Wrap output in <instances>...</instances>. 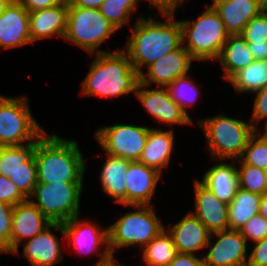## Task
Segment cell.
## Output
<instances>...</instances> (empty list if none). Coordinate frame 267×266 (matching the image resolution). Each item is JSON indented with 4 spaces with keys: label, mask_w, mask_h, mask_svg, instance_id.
<instances>
[{
    "label": "cell",
    "mask_w": 267,
    "mask_h": 266,
    "mask_svg": "<svg viewBox=\"0 0 267 266\" xmlns=\"http://www.w3.org/2000/svg\"><path fill=\"white\" fill-rule=\"evenodd\" d=\"M29 13L61 4L64 0H17Z\"/></svg>",
    "instance_id": "cell-43"
},
{
    "label": "cell",
    "mask_w": 267,
    "mask_h": 266,
    "mask_svg": "<svg viewBox=\"0 0 267 266\" xmlns=\"http://www.w3.org/2000/svg\"><path fill=\"white\" fill-rule=\"evenodd\" d=\"M239 231L247 242H258L267 236V220L257 213Z\"/></svg>",
    "instance_id": "cell-37"
},
{
    "label": "cell",
    "mask_w": 267,
    "mask_h": 266,
    "mask_svg": "<svg viewBox=\"0 0 267 266\" xmlns=\"http://www.w3.org/2000/svg\"><path fill=\"white\" fill-rule=\"evenodd\" d=\"M13 207L0 201V246L10 253Z\"/></svg>",
    "instance_id": "cell-38"
},
{
    "label": "cell",
    "mask_w": 267,
    "mask_h": 266,
    "mask_svg": "<svg viewBox=\"0 0 267 266\" xmlns=\"http://www.w3.org/2000/svg\"><path fill=\"white\" fill-rule=\"evenodd\" d=\"M163 175L139 161H130L126 173V205H153L151 200Z\"/></svg>",
    "instance_id": "cell-18"
},
{
    "label": "cell",
    "mask_w": 267,
    "mask_h": 266,
    "mask_svg": "<svg viewBox=\"0 0 267 266\" xmlns=\"http://www.w3.org/2000/svg\"><path fill=\"white\" fill-rule=\"evenodd\" d=\"M75 7L99 9L106 0H69Z\"/></svg>",
    "instance_id": "cell-46"
},
{
    "label": "cell",
    "mask_w": 267,
    "mask_h": 266,
    "mask_svg": "<svg viewBox=\"0 0 267 266\" xmlns=\"http://www.w3.org/2000/svg\"><path fill=\"white\" fill-rule=\"evenodd\" d=\"M65 238L79 254L96 253L99 259L92 266H100L110 253L108 227L101 228L91 221H79L78 216L62 223ZM103 247V250L101 251Z\"/></svg>",
    "instance_id": "cell-11"
},
{
    "label": "cell",
    "mask_w": 267,
    "mask_h": 266,
    "mask_svg": "<svg viewBox=\"0 0 267 266\" xmlns=\"http://www.w3.org/2000/svg\"><path fill=\"white\" fill-rule=\"evenodd\" d=\"M149 127L114 124L99 128L94 137L105 153L129 161H139L145 147Z\"/></svg>",
    "instance_id": "cell-10"
},
{
    "label": "cell",
    "mask_w": 267,
    "mask_h": 266,
    "mask_svg": "<svg viewBox=\"0 0 267 266\" xmlns=\"http://www.w3.org/2000/svg\"><path fill=\"white\" fill-rule=\"evenodd\" d=\"M105 155L107 157L99 174L101 188L115 202L126 205V173L130 161L108 153Z\"/></svg>",
    "instance_id": "cell-25"
},
{
    "label": "cell",
    "mask_w": 267,
    "mask_h": 266,
    "mask_svg": "<svg viewBox=\"0 0 267 266\" xmlns=\"http://www.w3.org/2000/svg\"><path fill=\"white\" fill-rule=\"evenodd\" d=\"M235 162H240L239 168L237 166L240 189L260 195L267 192V171L244 164L240 159Z\"/></svg>",
    "instance_id": "cell-33"
},
{
    "label": "cell",
    "mask_w": 267,
    "mask_h": 266,
    "mask_svg": "<svg viewBox=\"0 0 267 266\" xmlns=\"http://www.w3.org/2000/svg\"><path fill=\"white\" fill-rule=\"evenodd\" d=\"M0 94V146H20L36 140L45 130L31 114L29 98Z\"/></svg>",
    "instance_id": "cell-8"
},
{
    "label": "cell",
    "mask_w": 267,
    "mask_h": 266,
    "mask_svg": "<svg viewBox=\"0 0 267 266\" xmlns=\"http://www.w3.org/2000/svg\"><path fill=\"white\" fill-rule=\"evenodd\" d=\"M3 253H10L6 248L0 246V254Z\"/></svg>",
    "instance_id": "cell-52"
},
{
    "label": "cell",
    "mask_w": 267,
    "mask_h": 266,
    "mask_svg": "<svg viewBox=\"0 0 267 266\" xmlns=\"http://www.w3.org/2000/svg\"><path fill=\"white\" fill-rule=\"evenodd\" d=\"M46 130L31 143L20 146H0V175L11 178L35 153L38 142L46 135Z\"/></svg>",
    "instance_id": "cell-29"
},
{
    "label": "cell",
    "mask_w": 267,
    "mask_h": 266,
    "mask_svg": "<svg viewBox=\"0 0 267 266\" xmlns=\"http://www.w3.org/2000/svg\"><path fill=\"white\" fill-rule=\"evenodd\" d=\"M174 130H162L161 128H149L147 140L139 162L153 168L162 174L163 168H167L174 148Z\"/></svg>",
    "instance_id": "cell-23"
},
{
    "label": "cell",
    "mask_w": 267,
    "mask_h": 266,
    "mask_svg": "<svg viewBox=\"0 0 267 266\" xmlns=\"http://www.w3.org/2000/svg\"><path fill=\"white\" fill-rule=\"evenodd\" d=\"M195 210L190 211L210 233L228 229L229 204L219 200L199 179H194Z\"/></svg>",
    "instance_id": "cell-16"
},
{
    "label": "cell",
    "mask_w": 267,
    "mask_h": 266,
    "mask_svg": "<svg viewBox=\"0 0 267 266\" xmlns=\"http://www.w3.org/2000/svg\"><path fill=\"white\" fill-rule=\"evenodd\" d=\"M226 1H233V0H213V2H226Z\"/></svg>",
    "instance_id": "cell-54"
},
{
    "label": "cell",
    "mask_w": 267,
    "mask_h": 266,
    "mask_svg": "<svg viewBox=\"0 0 267 266\" xmlns=\"http://www.w3.org/2000/svg\"><path fill=\"white\" fill-rule=\"evenodd\" d=\"M228 82L237 93L249 95L267 86V59L254 62L237 72ZM251 93V94H250Z\"/></svg>",
    "instance_id": "cell-28"
},
{
    "label": "cell",
    "mask_w": 267,
    "mask_h": 266,
    "mask_svg": "<svg viewBox=\"0 0 267 266\" xmlns=\"http://www.w3.org/2000/svg\"><path fill=\"white\" fill-rule=\"evenodd\" d=\"M168 92L170 97L178 104L183 111L189 116L187 107L194 106L198 101L199 87L195 81L191 78V75H184L176 78L168 86ZM198 87V88H197Z\"/></svg>",
    "instance_id": "cell-32"
},
{
    "label": "cell",
    "mask_w": 267,
    "mask_h": 266,
    "mask_svg": "<svg viewBox=\"0 0 267 266\" xmlns=\"http://www.w3.org/2000/svg\"><path fill=\"white\" fill-rule=\"evenodd\" d=\"M149 87L138 83L134 95L151 117L169 126L175 124L192 126L194 124L191 117L170 97L167 86H156L158 88L152 89Z\"/></svg>",
    "instance_id": "cell-12"
},
{
    "label": "cell",
    "mask_w": 267,
    "mask_h": 266,
    "mask_svg": "<svg viewBox=\"0 0 267 266\" xmlns=\"http://www.w3.org/2000/svg\"><path fill=\"white\" fill-rule=\"evenodd\" d=\"M69 0L61 4L29 13L30 39L37 40L62 37L66 31Z\"/></svg>",
    "instance_id": "cell-21"
},
{
    "label": "cell",
    "mask_w": 267,
    "mask_h": 266,
    "mask_svg": "<svg viewBox=\"0 0 267 266\" xmlns=\"http://www.w3.org/2000/svg\"><path fill=\"white\" fill-rule=\"evenodd\" d=\"M137 210L128 211L108 226L110 252L137 245L140 249L150 243L166 227L155 214V205H124Z\"/></svg>",
    "instance_id": "cell-6"
},
{
    "label": "cell",
    "mask_w": 267,
    "mask_h": 266,
    "mask_svg": "<svg viewBox=\"0 0 267 266\" xmlns=\"http://www.w3.org/2000/svg\"><path fill=\"white\" fill-rule=\"evenodd\" d=\"M248 43L240 35H229L222 47L218 61L223 70L222 78L227 82L240 70L254 62Z\"/></svg>",
    "instance_id": "cell-26"
},
{
    "label": "cell",
    "mask_w": 267,
    "mask_h": 266,
    "mask_svg": "<svg viewBox=\"0 0 267 266\" xmlns=\"http://www.w3.org/2000/svg\"><path fill=\"white\" fill-rule=\"evenodd\" d=\"M81 83V95L116 98L136 91L139 74L123 48L95 54Z\"/></svg>",
    "instance_id": "cell-2"
},
{
    "label": "cell",
    "mask_w": 267,
    "mask_h": 266,
    "mask_svg": "<svg viewBox=\"0 0 267 266\" xmlns=\"http://www.w3.org/2000/svg\"><path fill=\"white\" fill-rule=\"evenodd\" d=\"M148 1V8L152 10L154 7L158 9V11L162 13H175L177 12L176 8L182 5V3L187 2L188 0H144Z\"/></svg>",
    "instance_id": "cell-42"
},
{
    "label": "cell",
    "mask_w": 267,
    "mask_h": 266,
    "mask_svg": "<svg viewBox=\"0 0 267 266\" xmlns=\"http://www.w3.org/2000/svg\"><path fill=\"white\" fill-rule=\"evenodd\" d=\"M240 160L244 164L267 171V137L259 130L250 137Z\"/></svg>",
    "instance_id": "cell-34"
},
{
    "label": "cell",
    "mask_w": 267,
    "mask_h": 266,
    "mask_svg": "<svg viewBox=\"0 0 267 266\" xmlns=\"http://www.w3.org/2000/svg\"><path fill=\"white\" fill-rule=\"evenodd\" d=\"M210 6L219 14L229 35L241 34L247 23L263 11L259 0L213 2Z\"/></svg>",
    "instance_id": "cell-22"
},
{
    "label": "cell",
    "mask_w": 267,
    "mask_h": 266,
    "mask_svg": "<svg viewBox=\"0 0 267 266\" xmlns=\"http://www.w3.org/2000/svg\"><path fill=\"white\" fill-rule=\"evenodd\" d=\"M32 44L29 12L14 0L0 15V49H12Z\"/></svg>",
    "instance_id": "cell-19"
},
{
    "label": "cell",
    "mask_w": 267,
    "mask_h": 266,
    "mask_svg": "<svg viewBox=\"0 0 267 266\" xmlns=\"http://www.w3.org/2000/svg\"><path fill=\"white\" fill-rule=\"evenodd\" d=\"M248 46L255 60L267 59V42L248 44Z\"/></svg>",
    "instance_id": "cell-45"
},
{
    "label": "cell",
    "mask_w": 267,
    "mask_h": 266,
    "mask_svg": "<svg viewBox=\"0 0 267 266\" xmlns=\"http://www.w3.org/2000/svg\"><path fill=\"white\" fill-rule=\"evenodd\" d=\"M263 128H264L263 134L267 137V125L264 126Z\"/></svg>",
    "instance_id": "cell-53"
},
{
    "label": "cell",
    "mask_w": 267,
    "mask_h": 266,
    "mask_svg": "<svg viewBox=\"0 0 267 266\" xmlns=\"http://www.w3.org/2000/svg\"><path fill=\"white\" fill-rule=\"evenodd\" d=\"M115 261H118V259L116 260V258L114 257V252H110L100 266H128V265H121L119 261L118 263Z\"/></svg>",
    "instance_id": "cell-47"
},
{
    "label": "cell",
    "mask_w": 267,
    "mask_h": 266,
    "mask_svg": "<svg viewBox=\"0 0 267 266\" xmlns=\"http://www.w3.org/2000/svg\"><path fill=\"white\" fill-rule=\"evenodd\" d=\"M52 228L65 238L62 223H51L40 234L23 242V256L31 266H54L63 260L59 237L52 233Z\"/></svg>",
    "instance_id": "cell-15"
},
{
    "label": "cell",
    "mask_w": 267,
    "mask_h": 266,
    "mask_svg": "<svg viewBox=\"0 0 267 266\" xmlns=\"http://www.w3.org/2000/svg\"><path fill=\"white\" fill-rule=\"evenodd\" d=\"M253 95L255 97L253 110L252 115L248 120L256 130H259L258 127L260 125L258 122L264 120V126L267 125V86L257 92H254Z\"/></svg>",
    "instance_id": "cell-40"
},
{
    "label": "cell",
    "mask_w": 267,
    "mask_h": 266,
    "mask_svg": "<svg viewBox=\"0 0 267 266\" xmlns=\"http://www.w3.org/2000/svg\"><path fill=\"white\" fill-rule=\"evenodd\" d=\"M139 0H106L100 7V13L116 30L126 24L130 26L131 15L137 10Z\"/></svg>",
    "instance_id": "cell-31"
},
{
    "label": "cell",
    "mask_w": 267,
    "mask_h": 266,
    "mask_svg": "<svg viewBox=\"0 0 267 266\" xmlns=\"http://www.w3.org/2000/svg\"><path fill=\"white\" fill-rule=\"evenodd\" d=\"M197 120L206 136V149L211 159L218 162L240 159L250 137L256 132L250 122L227 117L223 113Z\"/></svg>",
    "instance_id": "cell-4"
},
{
    "label": "cell",
    "mask_w": 267,
    "mask_h": 266,
    "mask_svg": "<svg viewBox=\"0 0 267 266\" xmlns=\"http://www.w3.org/2000/svg\"><path fill=\"white\" fill-rule=\"evenodd\" d=\"M205 7L195 20H179L183 46L194 61L201 62L216 61L229 36L219 14L209 4Z\"/></svg>",
    "instance_id": "cell-5"
},
{
    "label": "cell",
    "mask_w": 267,
    "mask_h": 266,
    "mask_svg": "<svg viewBox=\"0 0 267 266\" xmlns=\"http://www.w3.org/2000/svg\"><path fill=\"white\" fill-rule=\"evenodd\" d=\"M37 183H84L86 162L75 140L46 134L34 153Z\"/></svg>",
    "instance_id": "cell-3"
},
{
    "label": "cell",
    "mask_w": 267,
    "mask_h": 266,
    "mask_svg": "<svg viewBox=\"0 0 267 266\" xmlns=\"http://www.w3.org/2000/svg\"><path fill=\"white\" fill-rule=\"evenodd\" d=\"M14 0H0V15L5 11V9L10 6Z\"/></svg>",
    "instance_id": "cell-49"
},
{
    "label": "cell",
    "mask_w": 267,
    "mask_h": 266,
    "mask_svg": "<svg viewBox=\"0 0 267 266\" xmlns=\"http://www.w3.org/2000/svg\"><path fill=\"white\" fill-rule=\"evenodd\" d=\"M236 163H216L202 175L201 182L221 201L229 204L239 188Z\"/></svg>",
    "instance_id": "cell-24"
},
{
    "label": "cell",
    "mask_w": 267,
    "mask_h": 266,
    "mask_svg": "<svg viewBox=\"0 0 267 266\" xmlns=\"http://www.w3.org/2000/svg\"><path fill=\"white\" fill-rule=\"evenodd\" d=\"M177 253L173 238L165 228L142 249V258L145 266H167Z\"/></svg>",
    "instance_id": "cell-30"
},
{
    "label": "cell",
    "mask_w": 267,
    "mask_h": 266,
    "mask_svg": "<svg viewBox=\"0 0 267 266\" xmlns=\"http://www.w3.org/2000/svg\"><path fill=\"white\" fill-rule=\"evenodd\" d=\"M259 214L267 220V192L261 196Z\"/></svg>",
    "instance_id": "cell-48"
},
{
    "label": "cell",
    "mask_w": 267,
    "mask_h": 266,
    "mask_svg": "<svg viewBox=\"0 0 267 266\" xmlns=\"http://www.w3.org/2000/svg\"><path fill=\"white\" fill-rule=\"evenodd\" d=\"M261 196L238 188L228 206V229L240 230L251 217L259 213Z\"/></svg>",
    "instance_id": "cell-27"
},
{
    "label": "cell",
    "mask_w": 267,
    "mask_h": 266,
    "mask_svg": "<svg viewBox=\"0 0 267 266\" xmlns=\"http://www.w3.org/2000/svg\"><path fill=\"white\" fill-rule=\"evenodd\" d=\"M51 222L29 200L13 207L11 254L19 255L18 247L46 229Z\"/></svg>",
    "instance_id": "cell-17"
},
{
    "label": "cell",
    "mask_w": 267,
    "mask_h": 266,
    "mask_svg": "<svg viewBox=\"0 0 267 266\" xmlns=\"http://www.w3.org/2000/svg\"><path fill=\"white\" fill-rule=\"evenodd\" d=\"M167 231L171 234L179 253L199 254L208 244L210 232L190 211Z\"/></svg>",
    "instance_id": "cell-20"
},
{
    "label": "cell",
    "mask_w": 267,
    "mask_h": 266,
    "mask_svg": "<svg viewBox=\"0 0 267 266\" xmlns=\"http://www.w3.org/2000/svg\"><path fill=\"white\" fill-rule=\"evenodd\" d=\"M82 190L83 183H37L28 200L51 223H64L79 215Z\"/></svg>",
    "instance_id": "cell-9"
},
{
    "label": "cell",
    "mask_w": 267,
    "mask_h": 266,
    "mask_svg": "<svg viewBox=\"0 0 267 266\" xmlns=\"http://www.w3.org/2000/svg\"><path fill=\"white\" fill-rule=\"evenodd\" d=\"M194 60L183 44L178 48L154 61L146 72L139 74V83L151 86H168L176 78L189 74Z\"/></svg>",
    "instance_id": "cell-14"
},
{
    "label": "cell",
    "mask_w": 267,
    "mask_h": 266,
    "mask_svg": "<svg viewBox=\"0 0 267 266\" xmlns=\"http://www.w3.org/2000/svg\"><path fill=\"white\" fill-rule=\"evenodd\" d=\"M116 31L99 9L75 7L69 1L64 40L75 44L93 56L98 53L110 52L103 51L100 46Z\"/></svg>",
    "instance_id": "cell-7"
},
{
    "label": "cell",
    "mask_w": 267,
    "mask_h": 266,
    "mask_svg": "<svg viewBox=\"0 0 267 266\" xmlns=\"http://www.w3.org/2000/svg\"><path fill=\"white\" fill-rule=\"evenodd\" d=\"M253 244L247 266H267V236Z\"/></svg>",
    "instance_id": "cell-41"
},
{
    "label": "cell",
    "mask_w": 267,
    "mask_h": 266,
    "mask_svg": "<svg viewBox=\"0 0 267 266\" xmlns=\"http://www.w3.org/2000/svg\"><path fill=\"white\" fill-rule=\"evenodd\" d=\"M175 14L162 13L166 22L157 21L150 14L147 19L139 15L131 27L130 38L123 50L138 74L144 66L148 67L182 45L181 25Z\"/></svg>",
    "instance_id": "cell-1"
},
{
    "label": "cell",
    "mask_w": 267,
    "mask_h": 266,
    "mask_svg": "<svg viewBox=\"0 0 267 266\" xmlns=\"http://www.w3.org/2000/svg\"><path fill=\"white\" fill-rule=\"evenodd\" d=\"M27 200L28 198L18 189L10 178L0 175V201L15 206Z\"/></svg>",
    "instance_id": "cell-39"
},
{
    "label": "cell",
    "mask_w": 267,
    "mask_h": 266,
    "mask_svg": "<svg viewBox=\"0 0 267 266\" xmlns=\"http://www.w3.org/2000/svg\"><path fill=\"white\" fill-rule=\"evenodd\" d=\"M240 35L248 44L267 42V11L252 18Z\"/></svg>",
    "instance_id": "cell-36"
},
{
    "label": "cell",
    "mask_w": 267,
    "mask_h": 266,
    "mask_svg": "<svg viewBox=\"0 0 267 266\" xmlns=\"http://www.w3.org/2000/svg\"><path fill=\"white\" fill-rule=\"evenodd\" d=\"M263 11H267V0H259Z\"/></svg>",
    "instance_id": "cell-50"
},
{
    "label": "cell",
    "mask_w": 267,
    "mask_h": 266,
    "mask_svg": "<svg viewBox=\"0 0 267 266\" xmlns=\"http://www.w3.org/2000/svg\"><path fill=\"white\" fill-rule=\"evenodd\" d=\"M202 259V256L196 257V254L178 252L167 266H197Z\"/></svg>",
    "instance_id": "cell-44"
},
{
    "label": "cell",
    "mask_w": 267,
    "mask_h": 266,
    "mask_svg": "<svg viewBox=\"0 0 267 266\" xmlns=\"http://www.w3.org/2000/svg\"><path fill=\"white\" fill-rule=\"evenodd\" d=\"M197 266H210L204 259H202Z\"/></svg>",
    "instance_id": "cell-51"
},
{
    "label": "cell",
    "mask_w": 267,
    "mask_h": 266,
    "mask_svg": "<svg viewBox=\"0 0 267 266\" xmlns=\"http://www.w3.org/2000/svg\"><path fill=\"white\" fill-rule=\"evenodd\" d=\"M217 239L212 243L211 239ZM247 241L239 230L226 229L210 234L203 259L210 266H247Z\"/></svg>",
    "instance_id": "cell-13"
},
{
    "label": "cell",
    "mask_w": 267,
    "mask_h": 266,
    "mask_svg": "<svg viewBox=\"0 0 267 266\" xmlns=\"http://www.w3.org/2000/svg\"><path fill=\"white\" fill-rule=\"evenodd\" d=\"M10 180L28 198L37 184V166L33 156L28 162L23 164Z\"/></svg>",
    "instance_id": "cell-35"
}]
</instances>
